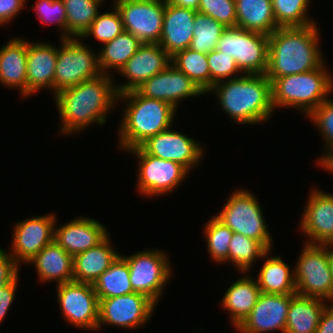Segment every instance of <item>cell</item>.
<instances>
[{
  "label": "cell",
  "mask_w": 333,
  "mask_h": 333,
  "mask_svg": "<svg viewBox=\"0 0 333 333\" xmlns=\"http://www.w3.org/2000/svg\"><path fill=\"white\" fill-rule=\"evenodd\" d=\"M113 79L110 74H101L53 95L61 134H78L90 124H106V116L116 108L118 99Z\"/></svg>",
  "instance_id": "obj_1"
},
{
  "label": "cell",
  "mask_w": 333,
  "mask_h": 333,
  "mask_svg": "<svg viewBox=\"0 0 333 333\" xmlns=\"http://www.w3.org/2000/svg\"><path fill=\"white\" fill-rule=\"evenodd\" d=\"M318 25L279 27L269 36L266 77L274 78L300 74L317 69L325 60L320 51Z\"/></svg>",
  "instance_id": "obj_2"
},
{
  "label": "cell",
  "mask_w": 333,
  "mask_h": 333,
  "mask_svg": "<svg viewBox=\"0 0 333 333\" xmlns=\"http://www.w3.org/2000/svg\"><path fill=\"white\" fill-rule=\"evenodd\" d=\"M215 93L220 107L233 122L259 124L269 121L275 112L271 81L266 74H243L215 83L208 93Z\"/></svg>",
  "instance_id": "obj_3"
},
{
  "label": "cell",
  "mask_w": 333,
  "mask_h": 333,
  "mask_svg": "<svg viewBox=\"0 0 333 333\" xmlns=\"http://www.w3.org/2000/svg\"><path fill=\"white\" fill-rule=\"evenodd\" d=\"M120 100L127 102L118 128V143L123 151L139 147L174 123L177 109L170 103L144 97L136 90L119 94L117 103Z\"/></svg>",
  "instance_id": "obj_4"
},
{
  "label": "cell",
  "mask_w": 333,
  "mask_h": 333,
  "mask_svg": "<svg viewBox=\"0 0 333 333\" xmlns=\"http://www.w3.org/2000/svg\"><path fill=\"white\" fill-rule=\"evenodd\" d=\"M325 64L309 72L274 78L273 108H294L308 117L333 91V77Z\"/></svg>",
  "instance_id": "obj_5"
},
{
  "label": "cell",
  "mask_w": 333,
  "mask_h": 333,
  "mask_svg": "<svg viewBox=\"0 0 333 333\" xmlns=\"http://www.w3.org/2000/svg\"><path fill=\"white\" fill-rule=\"evenodd\" d=\"M215 217L233 232L257 240L267 250H272V236L260 202L252 192L242 188L235 189L229 194L227 202Z\"/></svg>",
  "instance_id": "obj_6"
},
{
  "label": "cell",
  "mask_w": 333,
  "mask_h": 333,
  "mask_svg": "<svg viewBox=\"0 0 333 333\" xmlns=\"http://www.w3.org/2000/svg\"><path fill=\"white\" fill-rule=\"evenodd\" d=\"M215 49L232 56L243 74H266L268 35L240 27H226Z\"/></svg>",
  "instance_id": "obj_7"
},
{
  "label": "cell",
  "mask_w": 333,
  "mask_h": 333,
  "mask_svg": "<svg viewBox=\"0 0 333 333\" xmlns=\"http://www.w3.org/2000/svg\"><path fill=\"white\" fill-rule=\"evenodd\" d=\"M294 268L296 293L333 303V283L328 258V244L304 243Z\"/></svg>",
  "instance_id": "obj_8"
},
{
  "label": "cell",
  "mask_w": 333,
  "mask_h": 333,
  "mask_svg": "<svg viewBox=\"0 0 333 333\" xmlns=\"http://www.w3.org/2000/svg\"><path fill=\"white\" fill-rule=\"evenodd\" d=\"M54 74V95L68 87L100 76L98 52L81 38L61 39Z\"/></svg>",
  "instance_id": "obj_9"
},
{
  "label": "cell",
  "mask_w": 333,
  "mask_h": 333,
  "mask_svg": "<svg viewBox=\"0 0 333 333\" xmlns=\"http://www.w3.org/2000/svg\"><path fill=\"white\" fill-rule=\"evenodd\" d=\"M165 250H142L124 256L129 266L130 283L134 292L144 294L156 305L171 279L172 268Z\"/></svg>",
  "instance_id": "obj_10"
},
{
  "label": "cell",
  "mask_w": 333,
  "mask_h": 333,
  "mask_svg": "<svg viewBox=\"0 0 333 333\" xmlns=\"http://www.w3.org/2000/svg\"><path fill=\"white\" fill-rule=\"evenodd\" d=\"M126 152L138 157L136 187L143 196L166 195L180 186L189 175L181 164L147 154L140 146Z\"/></svg>",
  "instance_id": "obj_11"
},
{
  "label": "cell",
  "mask_w": 333,
  "mask_h": 333,
  "mask_svg": "<svg viewBox=\"0 0 333 333\" xmlns=\"http://www.w3.org/2000/svg\"><path fill=\"white\" fill-rule=\"evenodd\" d=\"M98 300L97 331L106 324L125 330L142 327L157 306L147 296L137 292Z\"/></svg>",
  "instance_id": "obj_12"
},
{
  "label": "cell",
  "mask_w": 333,
  "mask_h": 333,
  "mask_svg": "<svg viewBox=\"0 0 333 333\" xmlns=\"http://www.w3.org/2000/svg\"><path fill=\"white\" fill-rule=\"evenodd\" d=\"M57 302L63 318L74 327L97 331L99 300L93 285L67 282L56 285Z\"/></svg>",
  "instance_id": "obj_13"
},
{
  "label": "cell",
  "mask_w": 333,
  "mask_h": 333,
  "mask_svg": "<svg viewBox=\"0 0 333 333\" xmlns=\"http://www.w3.org/2000/svg\"><path fill=\"white\" fill-rule=\"evenodd\" d=\"M54 213L29 217L17 222L13 228L11 257L20 265L28 263L46 245L54 241V227L57 223Z\"/></svg>",
  "instance_id": "obj_14"
},
{
  "label": "cell",
  "mask_w": 333,
  "mask_h": 333,
  "mask_svg": "<svg viewBox=\"0 0 333 333\" xmlns=\"http://www.w3.org/2000/svg\"><path fill=\"white\" fill-rule=\"evenodd\" d=\"M120 12L124 31L142 43H159L165 0L152 2H113Z\"/></svg>",
  "instance_id": "obj_15"
},
{
  "label": "cell",
  "mask_w": 333,
  "mask_h": 333,
  "mask_svg": "<svg viewBox=\"0 0 333 333\" xmlns=\"http://www.w3.org/2000/svg\"><path fill=\"white\" fill-rule=\"evenodd\" d=\"M193 138L171 128L149 137L140 147L147 153L184 166L189 172L202 160L204 146Z\"/></svg>",
  "instance_id": "obj_16"
},
{
  "label": "cell",
  "mask_w": 333,
  "mask_h": 333,
  "mask_svg": "<svg viewBox=\"0 0 333 333\" xmlns=\"http://www.w3.org/2000/svg\"><path fill=\"white\" fill-rule=\"evenodd\" d=\"M135 90L144 97L170 103L175 109L182 100L205 95L186 74L173 64H169L163 71L153 75Z\"/></svg>",
  "instance_id": "obj_17"
},
{
  "label": "cell",
  "mask_w": 333,
  "mask_h": 333,
  "mask_svg": "<svg viewBox=\"0 0 333 333\" xmlns=\"http://www.w3.org/2000/svg\"><path fill=\"white\" fill-rule=\"evenodd\" d=\"M295 295L261 292L251 312L235 329L240 333H285L287 313Z\"/></svg>",
  "instance_id": "obj_18"
},
{
  "label": "cell",
  "mask_w": 333,
  "mask_h": 333,
  "mask_svg": "<svg viewBox=\"0 0 333 333\" xmlns=\"http://www.w3.org/2000/svg\"><path fill=\"white\" fill-rule=\"evenodd\" d=\"M305 204L299 231L307 244H333V194L314 188Z\"/></svg>",
  "instance_id": "obj_19"
},
{
  "label": "cell",
  "mask_w": 333,
  "mask_h": 333,
  "mask_svg": "<svg viewBox=\"0 0 333 333\" xmlns=\"http://www.w3.org/2000/svg\"><path fill=\"white\" fill-rule=\"evenodd\" d=\"M169 64H171V57L158 43H143L118 72L127 80L120 85L115 83L118 95L135 90L153 75L163 71Z\"/></svg>",
  "instance_id": "obj_20"
},
{
  "label": "cell",
  "mask_w": 333,
  "mask_h": 333,
  "mask_svg": "<svg viewBox=\"0 0 333 333\" xmlns=\"http://www.w3.org/2000/svg\"><path fill=\"white\" fill-rule=\"evenodd\" d=\"M96 219L80 216L54 227V241L73 257L101 243L108 230Z\"/></svg>",
  "instance_id": "obj_21"
},
{
  "label": "cell",
  "mask_w": 333,
  "mask_h": 333,
  "mask_svg": "<svg viewBox=\"0 0 333 333\" xmlns=\"http://www.w3.org/2000/svg\"><path fill=\"white\" fill-rule=\"evenodd\" d=\"M196 12L175 6L165 0L162 34L158 44L170 57L190 47Z\"/></svg>",
  "instance_id": "obj_22"
},
{
  "label": "cell",
  "mask_w": 333,
  "mask_h": 333,
  "mask_svg": "<svg viewBox=\"0 0 333 333\" xmlns=\"http://www.w3.org/2000/svg\"><path fill=\"white\" fill-rule=\"evenodd\" d=\"M58 48L51 43L29 42L27 47V97L42 89L54 92Z\"/></svg>",
  "instance_id": "obj_23"
},
{
  "label": "cell",
  "mask_w": 333,
  "mask_h": 333,
  "mask_svg": "<svg viewBox=\"0 0 333 333\" xmlns=\"http://www.w3.org/2000/svg\"><path fill=\"white\" fill-rule=\"evenodd\" d=\"M27 47L23 38L10 39L0 48V83L7 88H17L27 98Z\"/></svg>",
  "instance_id": "obj_24"
},
{
  "label": "cell",
  "mask_w": 333,
  "mask_h": 333,
  "mask_svg": "<svg viewBox=\"0 0 333 333\" xmlns=\"http://www.w3.org/2000/svg\"><path fill=\"white\" fill-rule=\"evenodd\" d=\"M242 274L245 275L231 283L220 301L234 328L251 312L261 294L257 280L249 272Z\"/></svg>",
  "instance_id": "obj_25"
},
{
  "label": "cell",
  "mask_w": 333,
  "mask_h": 333,
  "mask_svg": "<svg viewBox=\"0 0 333 333\" xmlns=\"http://www.w3.org/2000/svg\"><path fill=\"white\" fill-rule=\"evenodd\" d=\"M110 235L97 246L73 257V281L93 284L120 255L113 248Z\"/></svg>",
  "instance_id": "obj_26"
},
{
  "label": "cell",
  "mask_w": 333,
  "mask_h": 333,
  "mask_svg": "<svg viewBox=\"0 0 333 333\" xmlns=\"http://www.w3.org/2000/svg\"><path fill=\"white\" fill-rule=\"evenodd\" d=\"M27 264H34L41 283L55 281L58 285L73 281V256L55 241L46 245Z\"/></svg>",
  "instance_id": "obj_27"
},
{
  "label": "cell",
  "mask_w": 333,
  "mask_h": 333,
  "mask_svg": "<svg viewBox=\"0 0 333 333\" xmlns=\"http://www.w3.org/2000/svg\"><path fill=\"white\" fill-rule=\"evenodd\" d=\"M271 255V250H268L259 260H264L256 277L259 289L269 294H297L294 270H291L281 256Z\"/></svg>",
  "instance_id": "obj_28"
},
{
  "label": "cell",
  "mask_w": 333,
  "mask_h": 333,
  "mask_svg": "<svg viewBox=\"0 0 333 333\" xmlns=\"http://www.w3.org/2000/svg\"><path fill=\"white\" fill-rule=\"evenodd\" d=\"M326 300L296 294L290 302L285 333H315Z\"/></svg>",
  "instance_id": "obj_29"
},
{
  "label": "cell",
  "mask_w": 333,
  "mask_h": 333,
  "mask_svg": "<svg viewBox=\"0 0 333 333\" xmlns=\"http://www.w3.org/2000/svg\"><path fill=\"white\" fill-rule=\"evenodd\" d=\"M236 27L270 35L277 25L272 0H235Z\"/></svg>",
  "instance_id": "obj_30"
},
{
  "label": "cell",
  "mask_w": 333,
  "mask_h": 333,
  "mask_svg": "<svg viewBox=\"0 0 333 333\" xmlns=\"http://www.w3.org/2000/svg\"><path fill=\"white\" fill-rule=\"evenodd\" d=\"M143 43L133 34L123 31L112 41L100 46L98 63L102 74H111L110 70H119L136 53ZM109 72V73H108Z\"/></svg>",
  "instance_id": "obj_31"
},
{
  "label": "cell",
  "mask_w": 333,
  "mask_h": 333,
  "mask_svg": "<svg viewBox=\"0 0 333 333\" xmlns=\"http://www.w3.org/2000/svg\"><path fill=\"white\" fill-rule=\"evenodd\" d=\"M98 299L117 297L133 293L129 266L123 254L92 284Z\"/></svg>",
  "instance_id": "obj_32"
},
{
  "label": "cell",
  "mask_w": 333,
  "mask_h": 333,
  "mask_svg": "<svg viewBox=\"0 0 333 333\" xmlns=\"http://www.w3.org/2000/svg\"><path fill=\"white\" fill-rule=\"evenodd\" d=\"M66 9L67 38H81L97 18L102 0H63Z\"/></svg>",
  "instance_id": "obj_33"
},
{
  "label": "cell",
  "mask_w": 333,
  "mask_h": 333,
  "mask_svg": "<svg viewBox=\"0 0 333 333\" xmlns=\"http://www.w3.org/2000/svg\"><path fill=\"white\" fill-rule=\"evenodd\" d=\"M171 64L186 74L204 94L208 93L210 69L207 54L186 48L171 56Z\"/></svg>",
  "instance_id": "obj_34"
},
{
  "label": "cell",
  "mask_w": 333,
  "mask_h": 333,
  "mask_svg": "<svg viewBox=\"0 0 333 333\" xmlns=\"http://www.w3.org/2000/svg\"><path fill=\"white\" fill-rule=\"evenodd\" d=\"M267 251L259 241L234 232L230 241L228 262L235 265L240 273L251 272L254 262L261 259Z\"/></svg>",
  "instance_id": "obj_35"
},
{
  "label": "cell",
  "mask_w": 333,
  "mask_h": 333,
  "mask_svg": "<svg viewBox=\"0 0 333 333\" xmlns=\"http://www.w3.org/2000/svg\"><path fill=\"white\" fill-rule=\"evenodd\" d=\"M310 0H272L274 18L279 27H304L316 24L309 17Z\"/></svg>",
  "instance_id": "obj_36"
},
{
  "label": "cell",
  "mask_w": 333,
  "mask_h": 333,
  "mask_svg": "<svg viewBox=\"0 0 333 333\" xmlns=\"http://www.w3.org/2000/svg\"><path fill=\"white\" fill-rule=\"evenodd\" d=\"M225 28L222 23L212 17L196 12L193 38L189 48L205 54L213 51Z\"/></svg>",
  "instance_id": "obj_37"
},
{
  "label": "cell",
  "mask_w": 333,
  "mask_h": 333,
  "mask_svg": "<svg viewBox=\"0 0 333 333\" xmlns=\"http://www.w3.org/2000/svg\"><path fill=\"white\" fill-rule=\"evenodd\" d=\"M208 254L217 263H228V253L233 231L215 216L208 219L204 227Z\"/></svg>",
  "instance_id": "obj_38"
},
{
  "label": "cell",
  "mask_w": 333,
  "mask_h": 333,
  "mask_svg": "<svg viewBox=\"0 0 333 333\" xmlns=\"http://www.w3.org/2000/svg\"><path fill=\"white\" fill-rule=\"evenodd\" d=\"M111 7L110 12L98 13L97 18L81 39L84 38L83 40H85L87 37H94V39L103 45L106 42L112 41L124 31L120 12L114 4Z\"/></svg>",
  "instance_id": "obj_39"
},
{
  "label": "cell",
  "mask_w": 333,
  "mask_h": 333,
  "mask_svg": "<svg viewBox=\"0 0 333 333\" xmlns=\"http://www.w3.org/2000/svg\"><path fill=\"white\" fill-rule=\"evenodd\" d=\"M307 118L318 128L324 139L326 151L317 160L319 164L326 156L333 154V99H326Z\"/></svg>",
  "instance_id": "obj_40"
},
{
  "label": "cell",
  "mask_w": 333,
  "mask_h": 333,
  "mask_svg": "<svg viewBox=\"0 0 333 333\" xmlns=\"http://www.w3.org/2000/svg\"><path fill=\"white\" fill-rule=\"evenodd\" d=\"M207 62L210 69V89L219 81L233 79L243 75L235 59L219 50L214 49L207 53Z\"/></svg>",
  "instance_id": "obj_41"
},
{
  "label": "cell",
  "mask_w": 333,
  "mask_h": 333,
  "mask_svg": "<svg viewBox=\"0 0 333 333\" xmlns=\"http://www.w3.org/2000/svg\"><path fill=\"white\" fill-rule=\"evenodd\" d=\"M31 7L42 23L57 24L60 31L62 30L60 39L67 38L66 9L63 0H37Z\"/></svg>",
  "instance_id": "obj_42"
},
{
  "label": "cell",
  "mask_w": 333,
  "mask_h": 333,
  "mask_svg": "<svg viewBox=\"0 0 333 333\" xmlns=\"http://www.w3.org/2000/svg\"><path fill=\"white\" fill-rule=\"evenodd\" d=\"M197 12L212 17L225 27H236L235 0H200Z\"/></svg>",
  "instance_id": "obj_43"
},
{
  "label": "cell",
  "mask_w": 333,
  "mask_h": 333,
  "mask_svg": "<svg viewBox=\"0 0 333 333\" xmlns=\"http://www.w3.org/2000/svg\"><path fill=\"white\" fill-rule=\"evenodd\" d=\"M20 266L7 251L0 248V289L19 276Z\"/></svg>",
  "instance_id": "obj_44"
},
{
  "label": "cell",
  "mask_w": 333,
  "mask_h": 333,
  "mask_svg": "<svg viewBox=\"0 0 333 333\" xmlns=\"http://www.w3.org/2000/svg\"><path fill=\"white\" fill-rule=\"evenodd\" d=\"M28 0H0V26L10 23L26 6Z\"/></svg>",
  "instance_id": "obj_45"
},
{
  "label": "cell",
  "mask_w": 333,
  "mask_h": 333,
  "mask_svg": "<svg viewBox=\"0 0 333 333\" xmlns=\"http://www.w3.org/2000/svg\"><path fill=\"white\" fill-rule=\"evenodd\" d=\"M19 276L12 282L8 283L5 287L0 289V323L3 322V319L7 315L11 304L15 299V292L17 291V285Z\"/></svg>",
  "instance_id": "obj_46"
},
{
  "label": "cell",
  "mask_w": 333,
  "mask_h": 333,
  "mask_svg": "<svg viewBox=\"0 0 333 333\" xmlns=\"http://www.w3.org/2000/svg\"><path fill=\"white\" fill-rule=\"evenodd\" d=\"M315 333H333V303L323 310Z\"/></svg>",
  "instance_id": "obj_47"
},
{
  "label": "cell",
  "mask_w": 333,
  "mask_h": 333,
  "mask_svg": "<svg viewBox=\"0 0 333 333\" xmlns=\"http://www.w3.org/2000/svg\"><path fill=\"white\" fill-rule=\"evenodd\" d=\"M169 3L181 7L197 11L200 0H167Z\"/></svg>",
  "instance_id": "obj_48"
},
{
  "label": "cell",
  "mask_w": 333,
  "mask_h": 333,
  "mask_svg": "<svg viewBox=\"0 0 333 333\" xmlns=\"http://www.w3.org/2000/svg\"><path fill=\"white\" fill-rule=\"evenodd\" d=\"M318 165L319 167L326 169V171L331 172L333 174V154L326 156Z\"/></svg>",
  "instance_id": "obj_49"
},
{
  "label": "cell",
  "mask_w": 333,
  "mask_h": 333,
  "mask_svg": "<svg viewBox=\"0 0 333 333\" xmlns=\"http://www.w3.org/2000/svg\"><path fill=\"white\" fill-rule=\"evenodd\" d=\"M328 258L333 283V244H328Z\"/></svg>",
  "instance_id": "obj_50"
},
{
  "label": "cell",
  "mask_w": 333,
  "mask_h": 333,
  "mask_svg": "<svg viewBox=\"0 0 333 333\" xmlns=\"http://www.w3.org/2000/svg\"><path fill=\"white\" fill-rule=\"evenodd\" d=\"M139 1L152 2V1H160V0H115L113 2H139Z\"/></svg>",
  "instance_id": "obj_51"
}]
</instances>
